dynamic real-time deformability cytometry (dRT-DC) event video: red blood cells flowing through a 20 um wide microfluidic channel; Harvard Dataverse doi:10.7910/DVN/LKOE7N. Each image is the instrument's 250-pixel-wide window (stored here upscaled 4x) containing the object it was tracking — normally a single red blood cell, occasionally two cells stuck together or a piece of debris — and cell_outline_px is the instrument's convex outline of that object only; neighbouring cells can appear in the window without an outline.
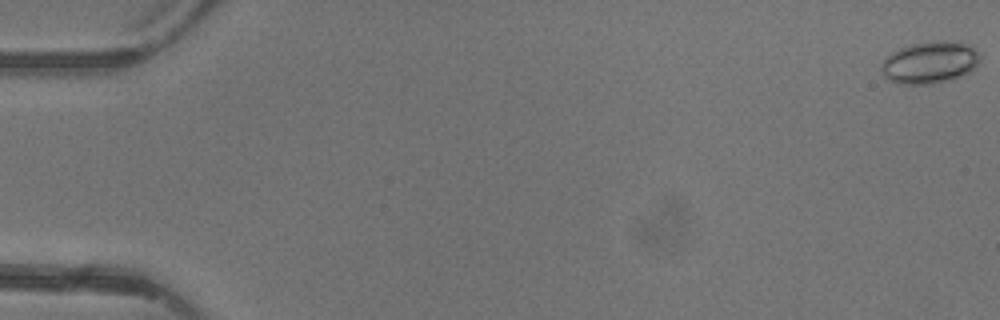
{"species": "common noctule bat (a hibernating species)", "species_latin": "Nyctalus noctula", "temperature_condition": "warm", "stored_images_in_passage": 4, "camera_frame_rate_fps": 3000, "um_per_image_px": 0.085, "animal": {"sex": "female"}, "frame": {"image": 1, "passage_image": 1, "time_ms": 0.0, "image_size_px": [1000, 320], "cell_outline_px": [[980, 60], [968, 72], [952, 80], [928, 84], [896, 84], [888, 80], [884, 76], [880, 68], [880, 64], [892, 52], [900, 48], [912, 44], [936, 40], [960, 40], [972, 44], [976, 48], [980, 56]], "centroid_in_image_um": [79.05, 5.29], "position_along_channel_um": 5.9, "area_um2": 24.62}}